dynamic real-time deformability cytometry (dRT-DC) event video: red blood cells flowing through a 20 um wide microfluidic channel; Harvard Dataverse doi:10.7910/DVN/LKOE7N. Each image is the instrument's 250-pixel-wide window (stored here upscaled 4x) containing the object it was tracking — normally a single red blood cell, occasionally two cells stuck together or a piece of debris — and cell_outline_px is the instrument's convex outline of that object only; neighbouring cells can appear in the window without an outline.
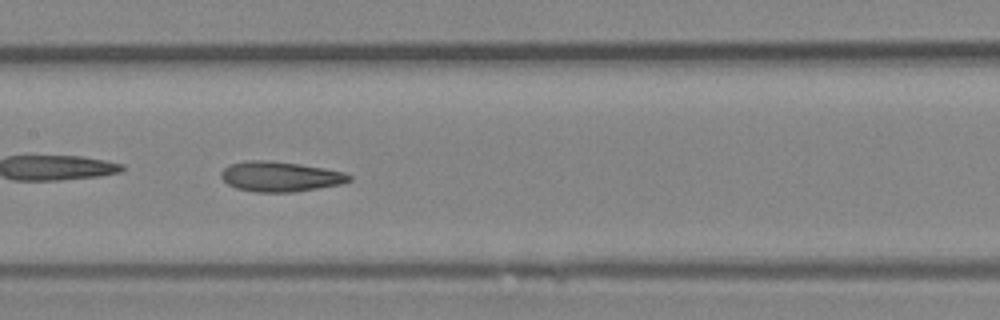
{"species": "Egyptian fruit bat (a non-hibernating species)", "species_latin": "Rousettus aegyptiacus", "temperature_condition": "room temperature", "stored_images_in_passage": 29, "camera_frame_rate_fps": 3000, "um_per_image_px": 0.085, "animal": {"sex": "female"}, "frame": {"image": 1, "passage_image": 9, "time_ms": 2.667, "image_size_px": [1000, 320], "cell_outline_px": [[352, 180], [344, 184], [292, 192], [256, 192], [236, 188], [228, 184], [220, 176], [220, 172], [228, 164], [244, 160], [268, 160], [300, 164], [324, 168], [344, 172], [352, 176]], "centroid_in_image_um": [23.82, 15.0], "position_along_channel_um": 183.6, "area_um2": 22.66}}
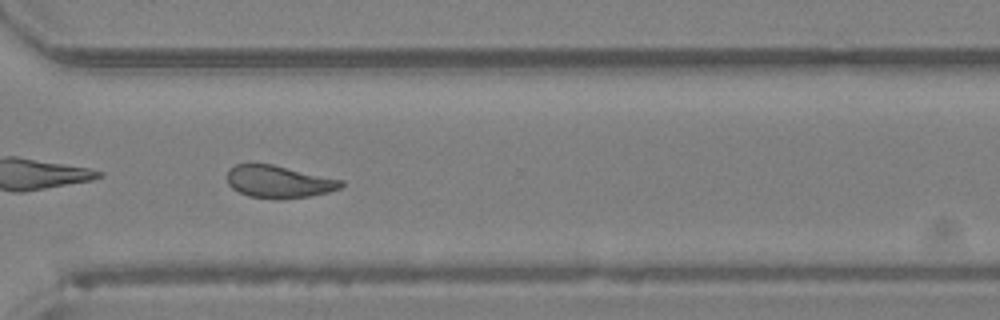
{"frame": {"image": 2, "passage_image": 20, "time_ms": 6.333, "image_size_px": [1000, 320], "cell_outline_px": [[344, 184], [340, 188], [328, 192], [308, 196], [280, 200], [276, 200], [248, 196], [232, 188], [228, 184], [228, 168], [236, 164], [272, 164], [344, 180]], "centroid_in_image_um": [23.7, 15.45], "position_along_channel_um": 346.9, "area_um2": 21.62}}